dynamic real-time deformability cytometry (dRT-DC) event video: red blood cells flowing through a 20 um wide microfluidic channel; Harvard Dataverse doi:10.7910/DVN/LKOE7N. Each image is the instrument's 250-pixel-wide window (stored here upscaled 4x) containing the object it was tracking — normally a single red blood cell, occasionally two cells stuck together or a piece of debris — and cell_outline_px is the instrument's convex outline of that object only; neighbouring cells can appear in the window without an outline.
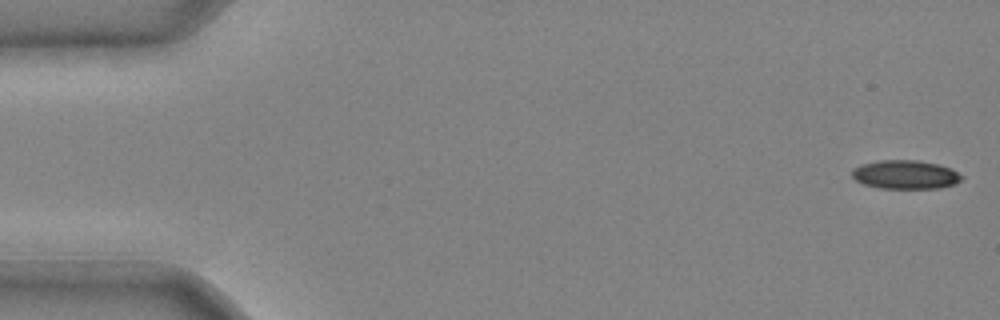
{"species": "common noctule bat (a hibernating species)", "species_latin": "Nyctalus noctula", "temperature_condition": "cold", "stored_images_in_passage": 13, "camera_frame_rate_fps": 3000, "um_per_image_px": 0.085, "animal": {"sex": "male", "body_mass_g": 20.4}, "frame": {"image": 1, "passage_image": 1, "time_ms": 0.0, "image_size_px": [1000, 320], "cell_outline_px": [[964, 176], [956, 184], [940, 188], [880, 188], [864, 184], [856, 180], [852, 176], [852, 168], [860, 164], [880, 160], [916, 160], [936, 164], [952, 168]], "centroid_in_image_um": [76.96, 14.84], "position_along_channel_um": 8.0, "area_um2": 18.44}}